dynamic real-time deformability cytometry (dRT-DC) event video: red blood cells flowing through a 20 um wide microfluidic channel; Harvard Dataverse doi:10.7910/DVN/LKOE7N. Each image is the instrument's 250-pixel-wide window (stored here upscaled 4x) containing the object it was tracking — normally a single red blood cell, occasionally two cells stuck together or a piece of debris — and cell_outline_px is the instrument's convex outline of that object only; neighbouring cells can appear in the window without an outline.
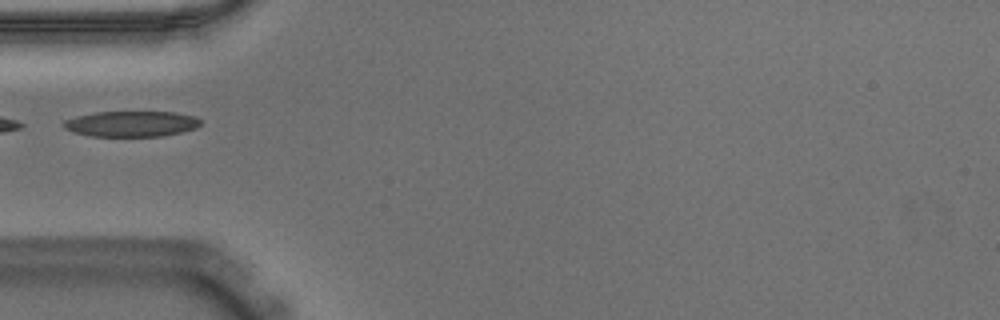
{"species": "Egyptian fruit bat (a non-hibernating species)", "species_latin": "Rousettus aegyptiacus", "temperature_condition": "warm", "stored_images_in_passage": 6, "camera_frame_rate_fps": 3000, "um_per_image_px": 0.085, "animal": {"sex": "male"}, "frame": {"image": 1, "passage_image": 1, "time_ms": 0.0, "image_size_px": [1000, 320], "cell_outline_px": [[200, 124], [196, 128], [164, 136], [92, 136], [72, 132], [64, 128], [60, 124], [64, 120], [76, 116], [96, 112], [176, 112], [196, 116], [200, 120]], "centroid_in_image_um": [11.14, 10.52], "position_along_channel_um": 73.9, "area_um2": 20.58}}